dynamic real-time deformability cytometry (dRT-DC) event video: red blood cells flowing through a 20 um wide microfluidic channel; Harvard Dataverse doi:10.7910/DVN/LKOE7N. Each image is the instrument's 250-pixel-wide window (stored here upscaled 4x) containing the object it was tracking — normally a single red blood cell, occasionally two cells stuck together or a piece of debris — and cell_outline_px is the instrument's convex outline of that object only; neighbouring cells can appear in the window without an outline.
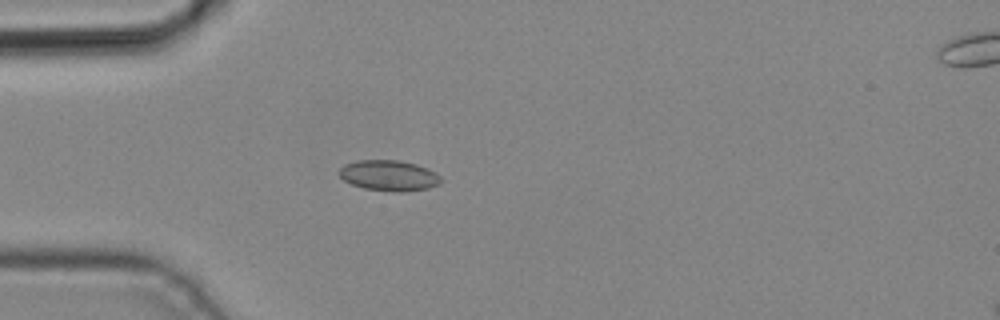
{"species": "common noctule bat (a hibernating species)", "species_latin": "Nyctalus noctula", "temperature_condition": "cold", "stored_images_in_passage": 4, "camera_frame_rate_fps": 3000, "um_per_image_px": 0.085, "animal": {"sex": "male", "body_mass_g": 19.2, "forearm_length_mm": 51.8}, "frame": {"image": 1, "passage_image": 3, "time_ms": 0.667, "image_size_px": [1000, 320], "cell_outline_px": [[444, 180], [440, 184], [428, 188], [400, 192], [396, 192], [364, 188], [352, 184], [344, 180], [340, 176], [340, 168], [344, 164], [356, 160], [400, 160], [416, 164], [428, 168], [436, 172]], "centroid_in_image_um": [33.1, 14.91], "position_along_channel_um": 51.9, "area_um2": 18.26}}